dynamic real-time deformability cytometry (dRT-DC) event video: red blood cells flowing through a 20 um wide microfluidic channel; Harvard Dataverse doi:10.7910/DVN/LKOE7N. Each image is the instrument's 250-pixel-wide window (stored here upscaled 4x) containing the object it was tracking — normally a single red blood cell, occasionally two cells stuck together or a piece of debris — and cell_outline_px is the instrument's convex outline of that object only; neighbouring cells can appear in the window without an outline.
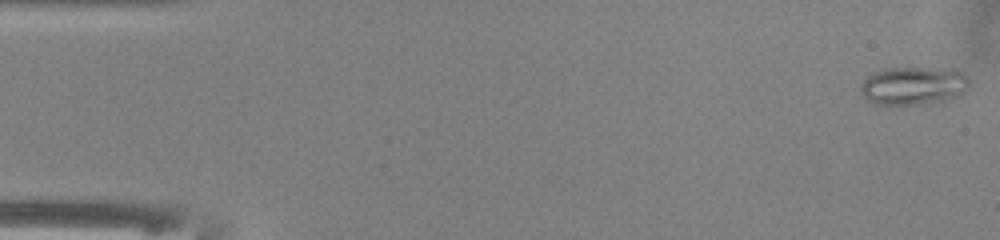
{"species": "common noctule bat (a hibernating species)", "species_latin": "Nyctalus noctula", "temperature_condition": "warm", "stored_images_in_passage": 50, "camera_frame_rate_fps": 3000, "um_per_image_px": 0.085, "animal": {"sex": "male", "body_mass_g": 13.0, "forearm_length_mm": 53.1}, "frame": {"image": 1, "passage_image": 1, "time_ms": 0.0, "image_size_px": [1000, 240], "cell_outline_px": [[972, 84], [960, 96], [944, 100], [920, 104], [876, 104], [868, 100], [860, 92], [860, 84], [872, 72], [884, 68], [924, 68], [964, 72], [968, 76]], "centroid_in_image_um": [77.65, 7.28], "position_along_channel_um": 7.4, "area_um2": 24.16}}
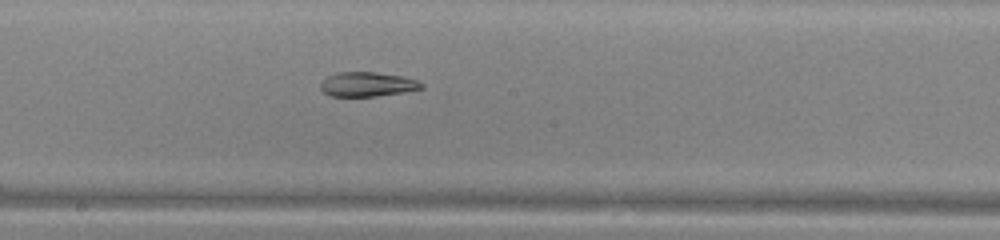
{"frame": {"image": 2, "passage_image": 27, "time_ms": 8.667, "image_size_px": [1000, 240], "cell_outline_px": [[424, 88], [404, 92], [376, 96], [332, 96], [324, 92], [320, 88], [320, 84], [328, 76], [340, 72], [376, 72], [400, 76], [416, 80], [424, 84]], "centroid_in_image_um": [31.24, 7.17], "position_along_channel_um": 217.0, "area_um2": 14.22}}
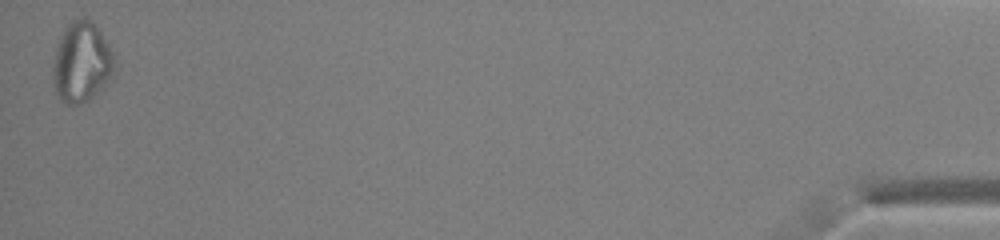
{"frame": {"image": 3, "passage_image": 50, "time_ms": 16.333, "image_size_px": [1000, 240], "cell_outline_px": [[116, 64], [112, 76], [88, 100], [80, 104], [64, 104], [60, 100], [56, 92], [52, 76], [56, 52], [64, 28], [72, 20], [88, 16], [100, 32], [108, 44], [112, 52]], "centroid_in_image_um": [6.94, 5.29], "position_along_channel_um": 428.3, "area_um2": 28.38}}